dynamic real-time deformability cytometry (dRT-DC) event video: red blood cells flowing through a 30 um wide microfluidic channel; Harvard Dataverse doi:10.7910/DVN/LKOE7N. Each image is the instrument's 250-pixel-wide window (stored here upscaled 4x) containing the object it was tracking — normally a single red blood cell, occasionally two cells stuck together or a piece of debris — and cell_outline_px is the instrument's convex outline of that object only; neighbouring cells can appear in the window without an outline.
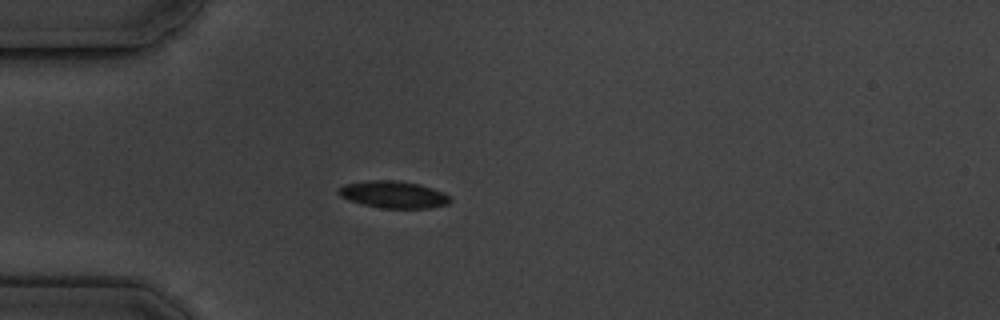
{"species": "common noctule bat (a hibernating species)", "species_latin": "Nyctalus noctula", "temperature_condition": "cold", "stored_images_in_passage": 4, "camera_frame_rate_fps": 3000, "um_per_image_px": 0.085, "animal": {"sex": "male", "body_mass_g": 19.5, "forearm_length_mm": 54.6}, "frame": {"image": 1, "passage_image": 2, "time_ms": 1.333, "image_size_px": [1000, 320], "cell_outline_px": [[452, 200], [448, 204], [428, 208], [380, 208], [348, 200], [340, 196], [336, 192], [344, 184], [368, 180], [396, 180], [420, 184], [444, 192]], "centroid_in_image_um": [33.44, 16.53], "position_along_channel_um": 51.6, "area_um2": 17.63}}